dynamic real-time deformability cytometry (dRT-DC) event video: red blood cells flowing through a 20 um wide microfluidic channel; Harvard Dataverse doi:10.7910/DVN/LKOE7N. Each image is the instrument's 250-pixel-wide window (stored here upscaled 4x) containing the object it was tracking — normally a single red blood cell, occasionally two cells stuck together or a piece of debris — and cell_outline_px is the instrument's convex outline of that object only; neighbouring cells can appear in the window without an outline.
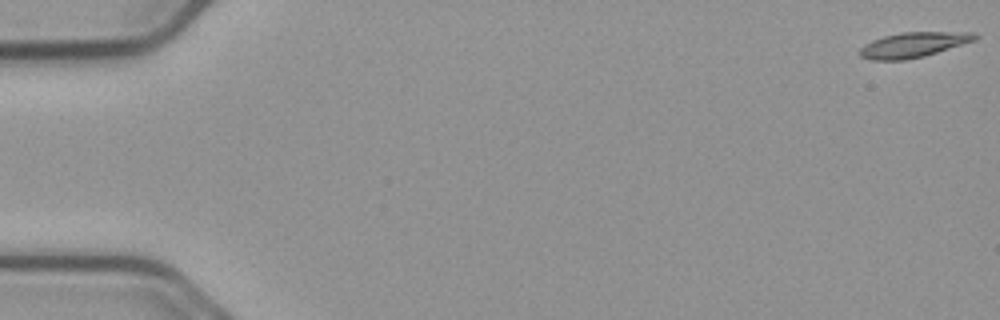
{"species": "common noctule bat (a hibernating species)", "species_latin": "Nyctalus noctula", "temperature_condition": "cold", "stored_images_in_passage": 56, "camera_frame_rate_fps": 3000, "um_per_image_px": 0.085, "animal": {"sex": "male", "body_mass_g": 23.1, "forearm_length_mm": 52.7}, "frame": {"image": 1, "passage_image": 1, "time_ms": 0.0, "image_size_px": [1000, 320], "cell_outline_px": [[980, 36], [976, 40], [924, 56], [904, 60], [872, 60], [860, 56], [860, 48], [864, 44], [872, 40], [884, 36], [900, 32], [976, 32]], "centroid_in_image_um": [77.66, 3.8], "position_along_channel_um": 7.3, "area_um2": 16.88}}
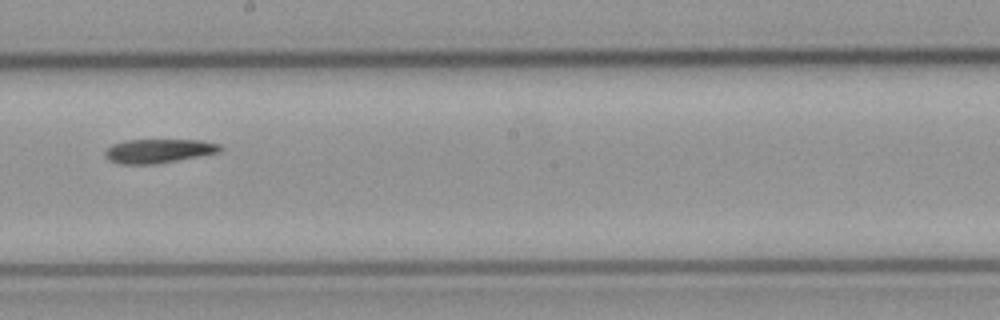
{"frame": {"image": 2, "passage_image": 32, "time_ms": 10.333, "image_size_px": [1000, 320], "cell_outline_px": [[224, 148], [220, 152], [156, 164], [120, 164], [108, 160], [104, 156], [104, 152], [112, 144], [124, 140], [200, 140], [220, 144]], "centroid_in_image_um": [13.47, 12.83], "position_along_channel_um": 234.7, "area_um2": 16.18}}
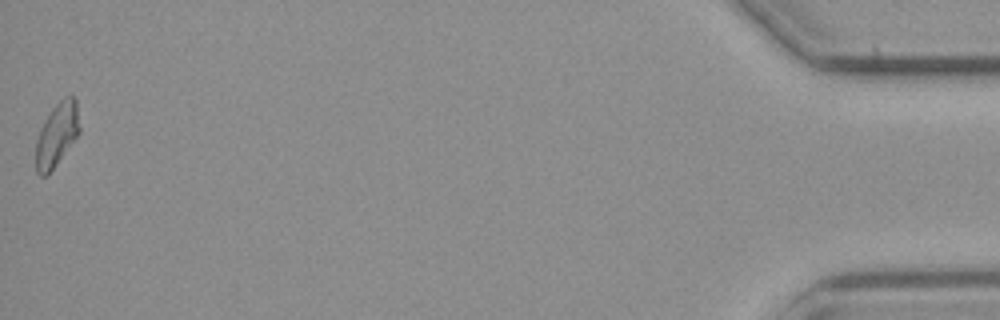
{"frame": {"image": 3, "passage_image": 56, "time_ms": 18.333, "image_size_px": [1000, 320], "cell_outline_px": [[80, 132], [48, 176], [40, 176], [36, 172], [36, 140], [40, 128], [52, 108], [64, 96], [72, 96], [76, 100], [80, 128]], "centroid_in_image_um": [4.82, 11.46], "position_along_channel_um": 430.4, "area_um2": 16.18}}